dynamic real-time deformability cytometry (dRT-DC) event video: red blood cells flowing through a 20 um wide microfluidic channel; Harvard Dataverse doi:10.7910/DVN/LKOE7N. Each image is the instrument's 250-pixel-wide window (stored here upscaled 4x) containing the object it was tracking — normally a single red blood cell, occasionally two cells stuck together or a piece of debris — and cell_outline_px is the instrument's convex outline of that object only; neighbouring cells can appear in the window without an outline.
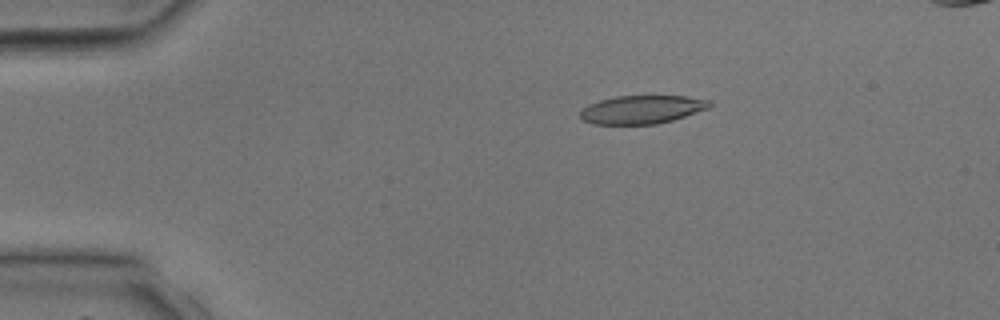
{"species": "common noctule bat (a hibernating species)", "species_latin": "Nyctalus noctula", "temperature_condition": "room temperature", "stored_images_in_passage": 41, "segment_of_instrument_passage": [1, 2], "camera_frame_rate_fps": 3000, "um_per_image_px": 0.085, "animal": {"sex": "male", "body_mass_g": 17.9, "forearm_length_mm": 54.2}, "frame": {"image": 1, "passage_image": 8, "time_ms": 2.333, "image_size_px": [1000, 320], "cell_outline_px": [[712, 104], [708, 108], [672, 120], [656, 124], [592, 124], [580, 120], [580, 108], [588, 104], [600, 100], [616, 96], [688, 96], [712, 100]], "centroid_in_image_um": [54.52, 9.3], "position_along_channel_um": 30.5, "area_um2": 21.5}}
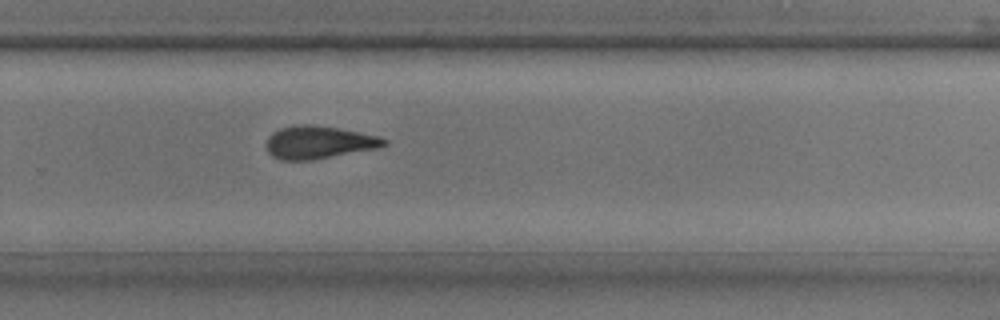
{"frame": {"image": 2, "passage_image": 27, "time_ms": 8.667, "image_size_px": [1000, 320], "cell_outline_px": [[388, 144], [380, 148], [312, 160], [280, 160], [272, 156], [268, 152], [268, 136], [272, 132], [280, 128], [300, 124], [312, 124], [340, 128], [380, 136], [388, 140]], "centroid_in_image_um": [27.14, 12.09], "position_along_channel_um": 302.7, "area_um2": 22.72}}
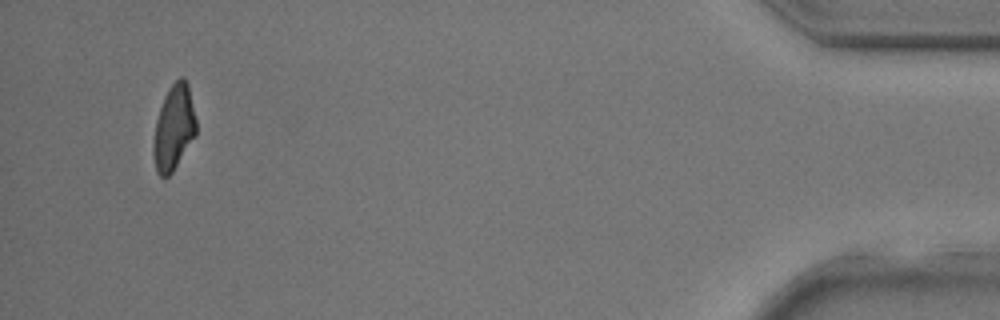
{"frame": {"image": 3, "passage_image": 38, "time_ms": 12.333, "image_size_px": [1000, 320], "cell_outline_px": [[196, 136], [172, 172], [168, 176], [160, 176], [156, 172], [152, 152], [152, 144], [156, 120], [164, 96], [168, 88], [180, 76], [184, 76], [188, 84], [196, 120]], "centroid_in_image_um": [14.76, 10.85], "position_along_channel_um": 420.4, "area_um2": 21.39}}